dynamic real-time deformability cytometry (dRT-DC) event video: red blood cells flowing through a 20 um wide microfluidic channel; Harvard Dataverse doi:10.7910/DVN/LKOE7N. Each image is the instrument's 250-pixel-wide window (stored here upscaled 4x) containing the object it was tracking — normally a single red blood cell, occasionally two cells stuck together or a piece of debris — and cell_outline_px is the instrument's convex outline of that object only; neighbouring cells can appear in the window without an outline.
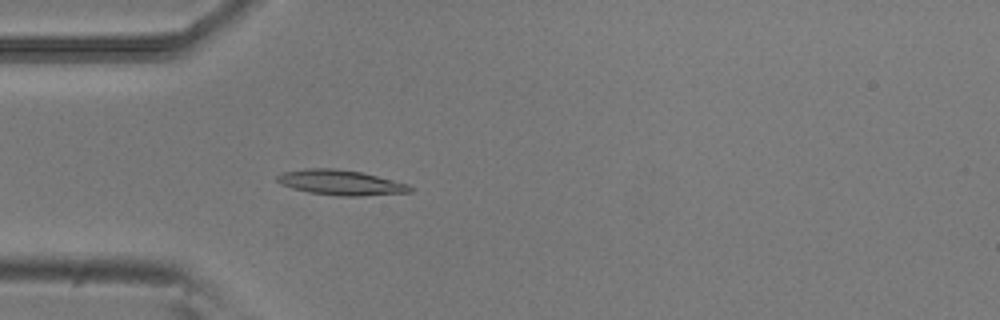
{"species": "common noctule bat (a hibernating species)", "species_latin": "Nyctalus noctula", "temperature_condition": "room temperature", "stored_images_in_passage": 44, "camera_frame_rate_fps": 3000, "um_per_image_px": 0.085, "animal": {"sex": "male", "body_mass_g": 20.5, "forearm_length_mm": 52.5}, "frame": {"image": 1, "passage_image": 6, "time_ms": 1.667, "image_size_px": [1000, 320], "cell_outline_px": [[412, 192], [360, 196], [340, 196], [308, 192], [292, 188], [280, 184], [276, 180], [276, 176], [284, 172], [304, 168], [332, 168], [360, 172], [408, 184], [412, 188]], "centroid_in_image_um": [28.92, 15.52], "position_along_channel_um": 56.1, "area_um2": 19.31}}
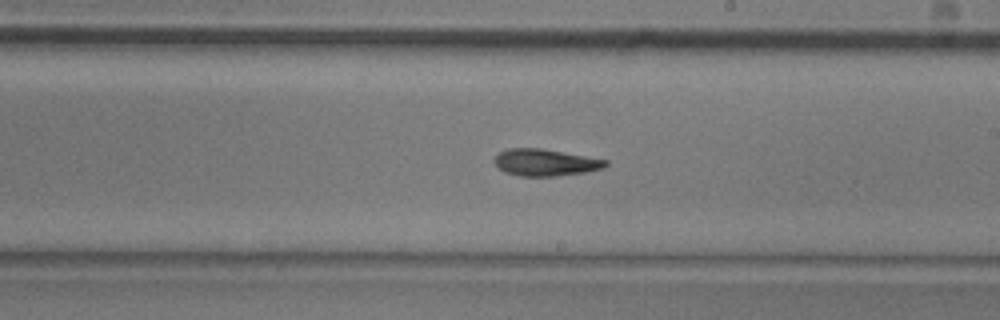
{"frame": {"image": 2, "passage_image": 21, "time_ms": 6.667, "image_size_px": [1000, 320], "cell_outline_px": [[608, 164], [604, 168], [588, 172], [556, 176], [520, 176], [504, 172], [492, 160], [500, 152], [508, 148], [540, 148], [608, 160]], "centroid_in_image_um": [46.36, 13.81], "position_along_channel_um": 242.6, "area_um2": 17.4}}
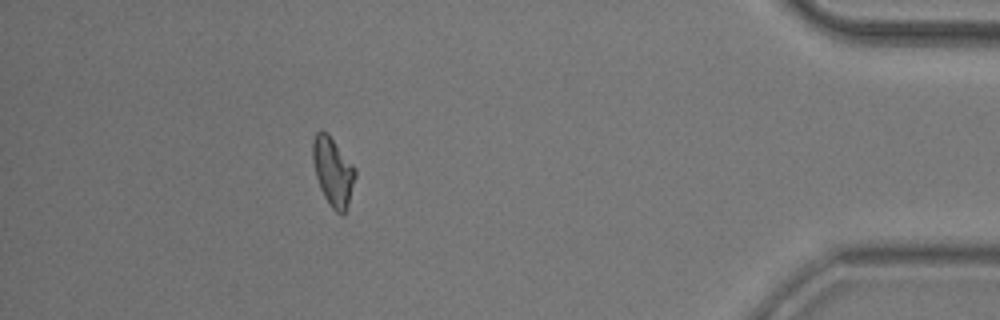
{"frame": {"image": 3, "passage_image": 38, "time_ms": 12.333, "image_size_px": [1000, 320], "cell_outline_px": [[356, 176], [344, 216], [336, 212], [328, 204], [320, 188], [316, 176], [312, 160], [312, 140], [316, 132], [320, 128], [328, 132], [356, 168]], "centroid_in_image_um": [28.29, 14.54], "position_along_channel_um": 406.9, "area_um2": 17.28}, "authors_computed_cell_mechanics": {"area_um2": 17.3111, "velocity_mm_per_s": 3.8033, "shape_relaxation_time_tau1_ms": 11.0903, "shape_relaxation_time_tau2_ms": 3.7543, "deformation_change_tau1": 0.2438, "deformation_change_tau2": 0.1135}}